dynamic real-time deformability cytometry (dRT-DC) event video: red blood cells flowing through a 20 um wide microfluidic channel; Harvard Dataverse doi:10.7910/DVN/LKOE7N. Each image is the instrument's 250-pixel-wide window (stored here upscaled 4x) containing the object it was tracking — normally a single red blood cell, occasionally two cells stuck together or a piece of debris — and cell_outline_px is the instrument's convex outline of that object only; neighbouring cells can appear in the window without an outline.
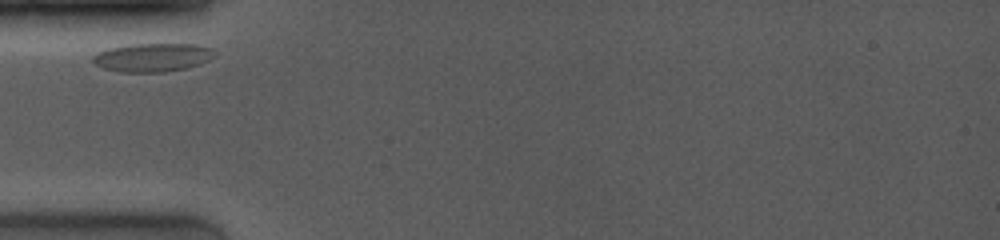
{"species": "common noctule bat (a hibernating species)", "species_latin": "Nyctalus noctula", "temperature_condition": "room temperature", "stored_images_in_passage": 35, "camera_frame_rate_fps": 4000, "um_per_image_px": 0.085, "animal": {"sex": "female", "body_mass_g": 19.0, "forearm_length_mm": 53.3}, "frame": {"image": 1, "passage_image": 1, "time_ms": 0.0, "image_size_px": [1000, 240], "cell_outline_px": [[216, 52], [208, 60], [200, 64], [184, 68], [164, 72], [120, 72], [104, 68], [96, 64], [92, 60], [92, 56], [96, 52], [108, 48], [128, 44], [196, 44], [212, 48]], "centroid_in_image_um": [12.94, 4.87], "position_along_channel_um": 72.1, "area_um2": 20.23}}
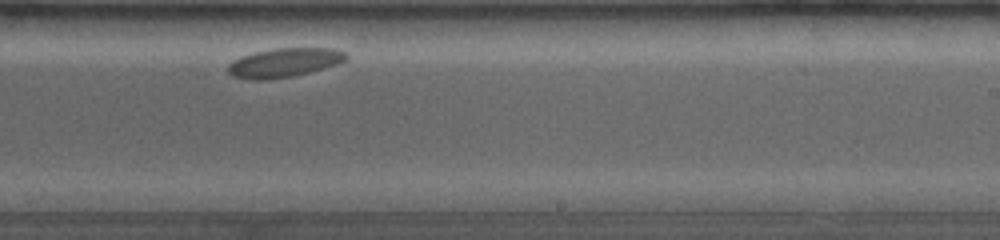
{"frame": {"image": 2, "passage_image": 23, "time_ms": 5.5, "image_size_px": [1000, 240], "cell_outline_px": [[348, 60], [324, 68], [292, 76], [268, 80], [252, 80], [232, 76], [228, 72], [228, 64], [232, 60], [256, 52], [276, 48], [332, 48], [344, 52], [348, 56]], "centroid_in_image_um": [24.15, 5.33], "position_along_channel_um": 264.8, "area_um2": 19.88}}
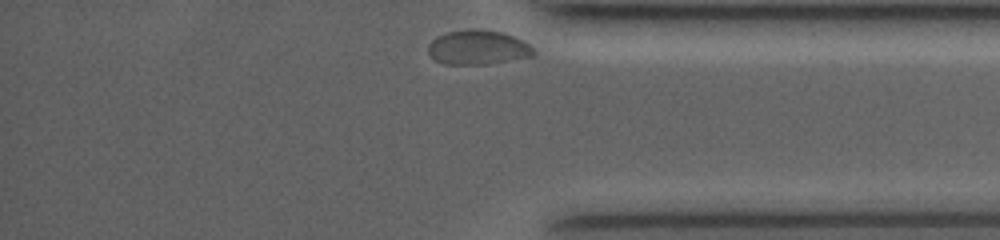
{"frame": {"image": 3, "passage_image": 35, "time_ms": 8.5, "image_size_px": [1000, 240], "cell_outline_px": [[536, 52], [532, 56], [484, 64], [444, 64], [436, 60], [428, 52], [428, 44], [436, 36], [448, 32], [468, 28], [480, 28], [504, 32], [524, 40]], "centroid_in_image_um": [40.61, 4.0], "position_along_channel_um": 394.6, "area_um2": 21.27}}